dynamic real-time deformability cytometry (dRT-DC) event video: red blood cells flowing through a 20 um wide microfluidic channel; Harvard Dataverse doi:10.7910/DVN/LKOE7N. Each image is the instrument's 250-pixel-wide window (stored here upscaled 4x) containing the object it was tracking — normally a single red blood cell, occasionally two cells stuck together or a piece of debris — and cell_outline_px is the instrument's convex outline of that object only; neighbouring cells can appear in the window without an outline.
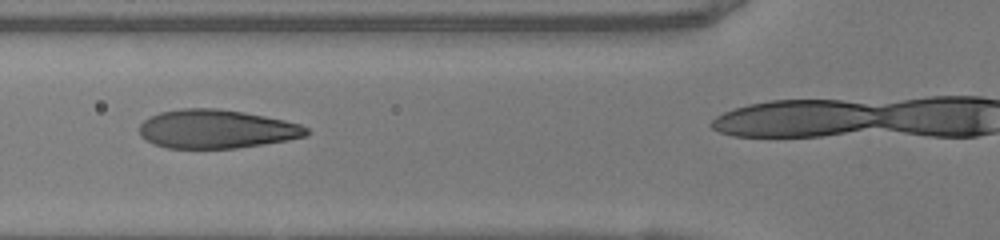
{"species": "human", "species_latin": "Homo sapiens", "temperature_condition": "warm", "stored_images_in_passage": 32, "camera_frame_rate_fps": 3000, "um_per_image_px": 0.085, "donor": {"sex": "female"}, "frame": {"image": 1, "passage_image": 11, "time_ms": 3.333, "image_size_px": [1000, 240], "cell_outline_px": [[308, 136], [288, 140], [264, 144], [236, 148], [168, 148], [152, 144], [144, 140], [140, 136], [140, 124], [144, 120], [160, 112], [180, 108], [216, 108], [244, 112], [284, 120], [300, 124], [308, 128]], "centroid_in_image_um": [18.39, 10.97], "position_along_channel_um": 107.4, "area_um2": 37.8}}
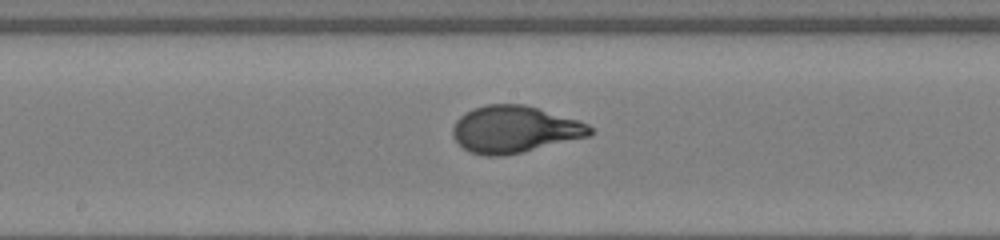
{"frame": {"image": 2, "passage_image": 18, "time_ms": 5.667, "image_size_px": [1000, 240], "cell_outline_px": [[592, 132], [588, 136], [504, 156], [484, 156], [468, 152], [452, 136], [452, 128], [456, 120], [464, 112], [472, 108], [488, 104], [524, 104], [580, 120], [588, 124], [592, 128]], "centroid_in_image_um": [43.7, 10.99], "position_along_channel_um": 204.5, "area_um2": 37.51}}
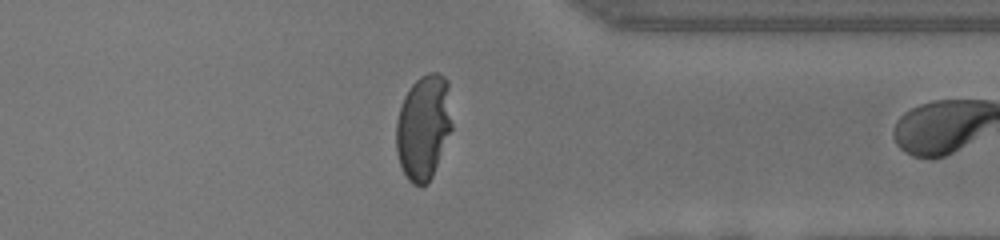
{"frame": {"image": 3, "passage_image": 31, "time_ms": 10.0, "image_size_px": [1000, 240], "cell_outline_px": [[452, 128], [432, 176], [428, 184], [420, 188], [412, 184], [408, 180], [400, 164], [396, 152], [396, 120], [404, 96], [412, 84], [420, 76], [428, 72], [436, 72], [444, 76], [448, 80], [452, 124]], "centroid_in_image_um": [36.0, 10.81], "position_along_channel_um": 375.4, "area_um2": 34.45}}